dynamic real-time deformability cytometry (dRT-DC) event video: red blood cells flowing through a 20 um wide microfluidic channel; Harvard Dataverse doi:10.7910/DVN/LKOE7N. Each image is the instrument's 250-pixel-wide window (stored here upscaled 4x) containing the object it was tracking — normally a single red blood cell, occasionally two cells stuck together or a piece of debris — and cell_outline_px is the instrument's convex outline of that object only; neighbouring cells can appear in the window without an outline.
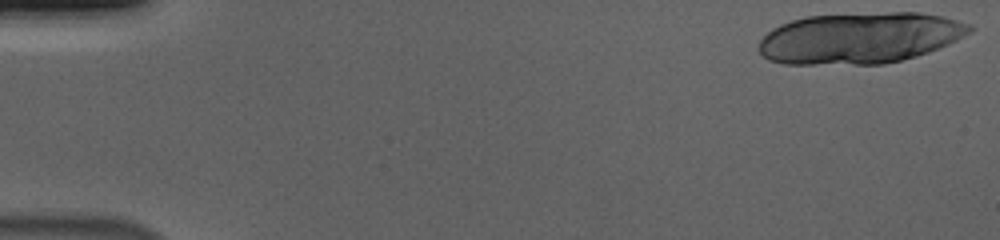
{"species": "human", "species_latin": "Homo sapiens", "temperature_condition": "cold", "stored_images_in_passage": 19, "camera_frame_rate_fps": 3000, "um_per_image_px": 0.085, "donor": {"sex": "male"}, "frame": {"image": 1, "passage_image": 1, "time_ms": 0.0, "image_size_px": [1000, 240], "cell_outline_px": [[976, 28], [956, 40], [948, 44], [928, 52], [916, 56], [884, 64], [784, 64], [768, 60], [756, 48], [760, 40], [772, 28], [780, 24], [792, 20], [808, 16], [892, 12], [920, 12], [940, 16], [972, 24]], "centroid_in_image_um": [73.06, 3.23], "position_along_channel_um": 11.9, "area_um2": 62.89}}